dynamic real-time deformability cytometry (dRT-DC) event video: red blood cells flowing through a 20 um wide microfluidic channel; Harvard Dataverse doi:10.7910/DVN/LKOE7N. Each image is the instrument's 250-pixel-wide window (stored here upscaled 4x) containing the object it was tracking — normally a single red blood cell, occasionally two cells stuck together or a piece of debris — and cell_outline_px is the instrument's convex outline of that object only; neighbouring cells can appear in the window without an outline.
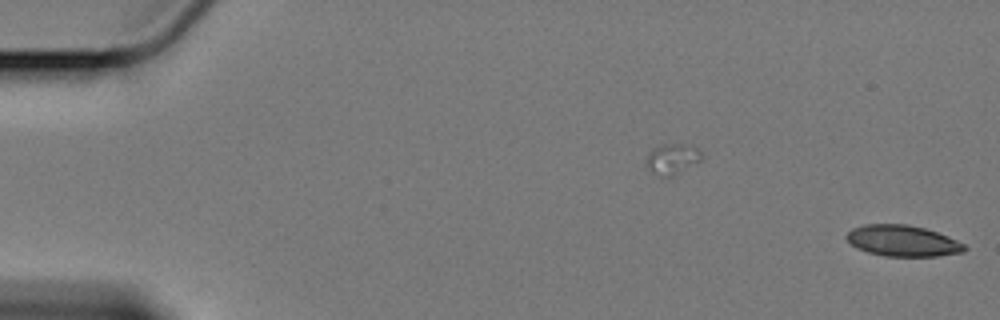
{"species": "Egyptian fruit bat (a non-hibernating species)", "species_latin": "Rousettus aegyptiacus", "temperature_condition": "cold", "stored_images_in_passage": 3, "camera_frame_rate_fps": 3000, "um_per_image_px": 0.085, "animal": {"sex": "female"}, "frame": {"image": 1, "passage_image": 3, "time_ms": 0.667, "image_size_px": [1000, 320], "cell_outline_px": [[968, 248], [964, 252], [936, 256], [884, 256], [868, 252], [852, 244], [844, 236], [852, 228], [864, 224], [908, 224], [924, 228], [948, 236], [964, 244]], "centroid_in_image_um": [76.74, 20.46], "position_along_channel_um": 8.3, "area_um2": 21.27}}